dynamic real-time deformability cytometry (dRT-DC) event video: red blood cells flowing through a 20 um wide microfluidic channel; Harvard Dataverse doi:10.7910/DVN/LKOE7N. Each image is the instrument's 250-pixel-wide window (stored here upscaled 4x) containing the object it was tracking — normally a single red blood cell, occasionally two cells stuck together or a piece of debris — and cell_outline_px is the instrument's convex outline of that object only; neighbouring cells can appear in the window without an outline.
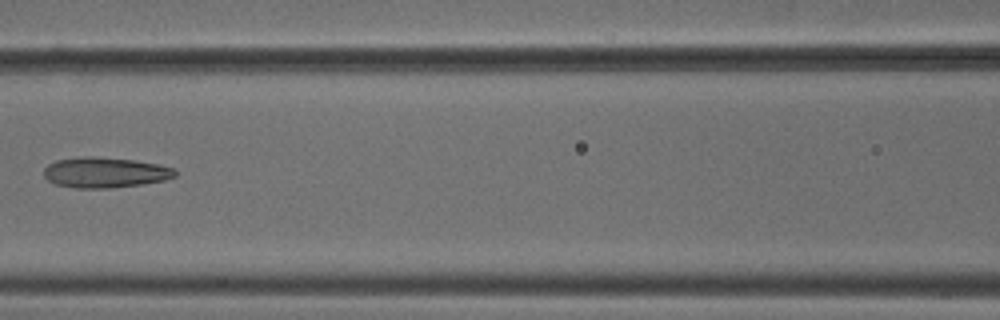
{"species": "common noctule bat (a hibernating species)", "species_latin": "Nyctalus noctula", "temperature_condition": "cold", "stored_images_in_passage": 8, "camera_frame_rate_fps": 3000, "um_per_image_px": 0.085, "animal": {"sex": "male", "body_mass_g": 18.8}, "frame": {"image": 1, "passage_image": 6, "time_ms": 1.667, "image_size_px": [1000, 320], "cell_outline_px": [[176, 176], [164, 180], [140, 184], [108, 188], [76, 188], [56, 184], [48, 180], [44, 176], [44, 168], [48, 164], [56, 160], [80, 156], [92, 156], [136, 160], [160, 164], [176, 168]], "centroid_in_image_um": [8.93, 14.64], "position_along_channel_um": 157.7, "area_um2": 23.41}}
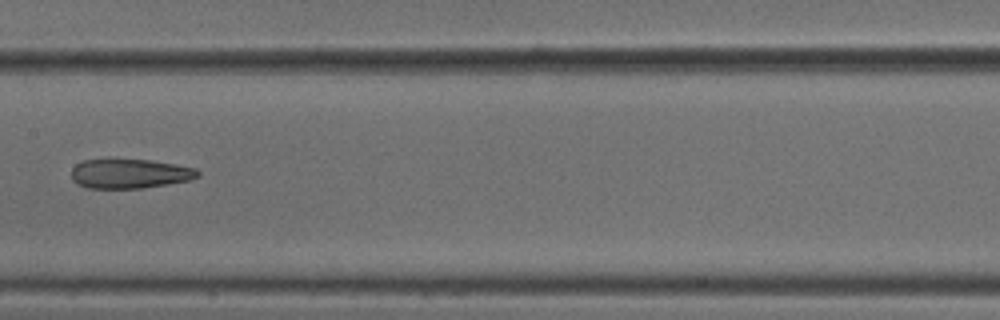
{"frame": {"image": 2, "passage_image": 7, "time_ms": 2.0, "image_size_px": [1000, 320], "cell_outline_px": [[200, 176], [188, 180], [168, 184], [140, 188], [88, 188], [76, 184], [72, 180], [72, 168], [76, 164], [84, 160], [152, 160], [176, 164], [196, 168], [200, 172]], "centroid_in_image_um": [11.04, 14.76], "position_along_channel_um": 196.4, "area_um2": 21.62}}
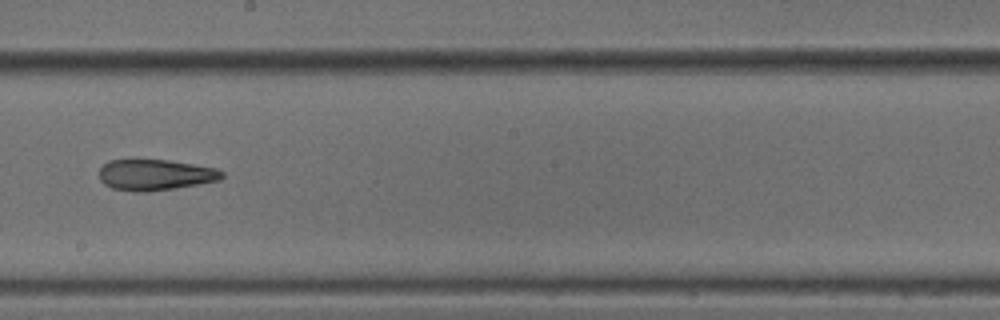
{"frame": {"image": 3, "passage_image": 8, "time_ms": 2.333, "image_size_px": [1000, 320], "cell_outline_px": [[224, 176], [220, 180], [176, 188], [144, 192], [132, 192], [112, 188], [104, 184], [100, 180], [100, 168], [108, 160], [168, 160], [216, 168], [224, 172]], "centroid_in_image_um": [13.19, 14.87], "position_along_channel_um": 235.0, "area_um2": 22.14}}